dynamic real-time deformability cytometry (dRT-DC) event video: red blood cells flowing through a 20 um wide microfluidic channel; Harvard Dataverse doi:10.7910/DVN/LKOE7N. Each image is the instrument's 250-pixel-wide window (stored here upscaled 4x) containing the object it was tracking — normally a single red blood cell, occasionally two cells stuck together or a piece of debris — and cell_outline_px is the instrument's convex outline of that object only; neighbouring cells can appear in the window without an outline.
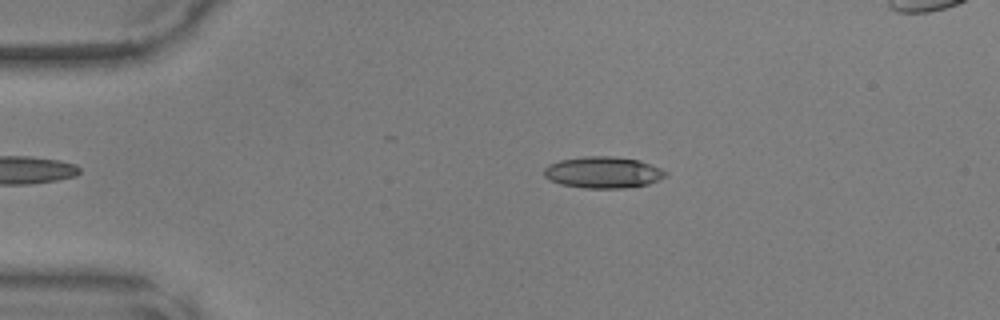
{"species": "common noctule bat (a hibernating species)", "species_latin": "Nyctalus noctula", "temperature_condition": "warm", "stored_images_in_passage": 37, "camera_frame_rate_fps": 3000, "um_per_image_px": 0.085, "animal": {"sex": "male", "body_mass_g": 17.9, "forearm_length_mm": 54.2}, "frame": {"image": 1, "passage_image": 5, "time_ms": 1.333, "image_size_px": [1000, 320], "cell_outline_px": [[668, 176], [648, 184], [624, 188], [584, 188], [560, 184], [544, 176], [544, 168], [548, 164], [560, 160], [584, 156], [612, 156], [640, 160], [660, 168], [668, 172]], "centroid_in_image_um": [51.28, 14.65], "position_along_channel_um": 33.7, "area_um2": 22.37}}
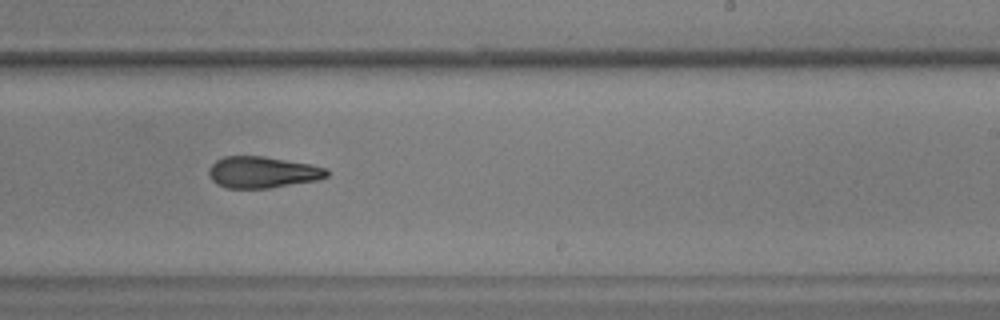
{"frame": {"image": 2, "passage_image": 25, "time_ms": 8.0, "image_size_px": [1000, 320], "cell_outline_px": [[328, 176], [316, 180], [268, 188], [228, 188], [216, 184], [212, 180], [208, 172], [208, 168], [216, 160], [224, 156], [264, 156], [312, 164], [328, 168]], "centroid_in_image_um": [22.3, 14.63], "position_along_channel_um": 266.7, "area_um2": 21.68}}
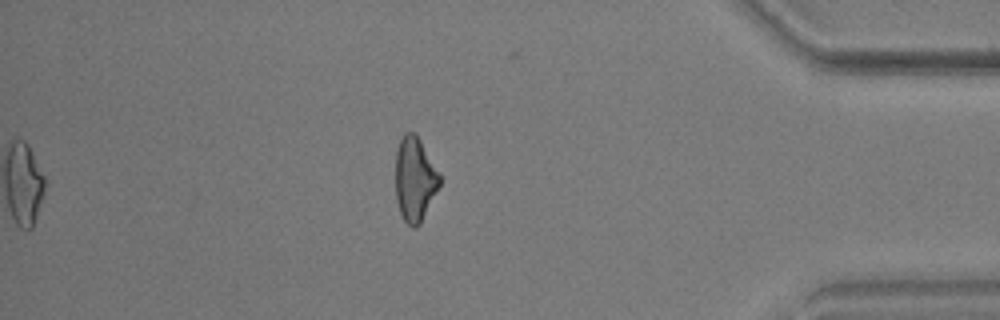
{"frame": {"image": 3, "passage_image": 37, "time_ms": 12.0, "image_size_px": [1000, 320], "cell_outline_px": [[440, 184], [420, 224], [416, 228], [412, 228], [400, 216], [396, 200], [396, 152], [400, 140], [404, 132], [412, 132], [420, 140], [440, 176]], "centroid_in_image_um": [35.23, 15.27], "position_along_channel_um": 400.0, "area_um2": 21.39}}